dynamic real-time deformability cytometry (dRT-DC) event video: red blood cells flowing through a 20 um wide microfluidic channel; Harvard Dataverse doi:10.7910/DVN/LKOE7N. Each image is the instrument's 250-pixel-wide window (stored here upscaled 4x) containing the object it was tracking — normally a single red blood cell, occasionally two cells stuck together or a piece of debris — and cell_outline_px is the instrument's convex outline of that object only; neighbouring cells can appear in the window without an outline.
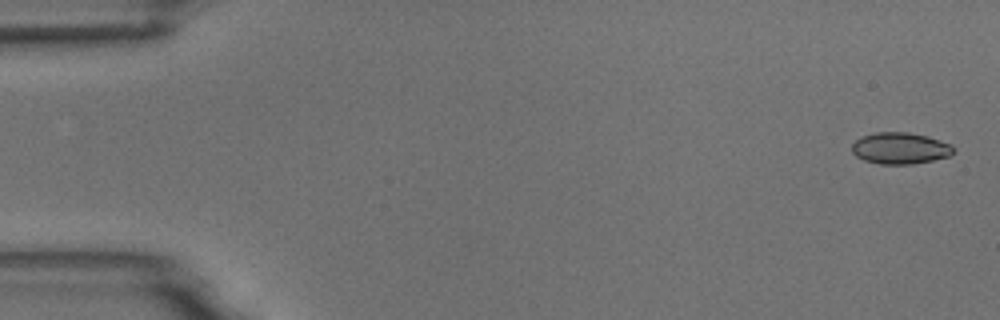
{"species": "common noctule bat (a hibernating species)", "species_latin": "Nyctalus noctula", "temperature_condition": "room temperature", "stored_images_in_passage": 4, "camera_frame_rate_fps": 3000, "um_per_image_px": 0.085, "animal": {"sex": "male", "body_mass_g": 18.8}, "frame": {"image": 1, "passage_image": 1, "time_ms": 0.0, "image_size_px": [1000, 320], "cell_outline_px": [[952, 152], [948, 156], [932, 160], [912, 164], [880, 164], [864, 160], [856, 156], [852, 152], [852, 144], [860, 136], [876, 132], [908, 132], [928, 136], [952, 144]], "centroid_in_image_um": [76.48, 12.59], "position_along_channel_um": 8.5, "area_um2": 18.61}}
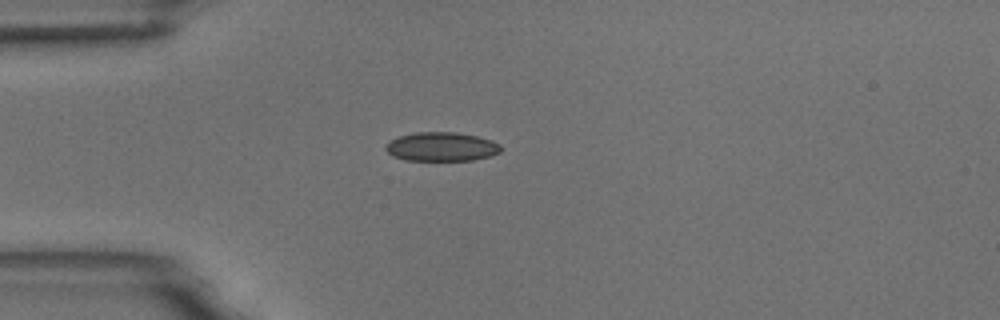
{"frame": {"image": 2, "passage_image": 4, "time_ms": 4.333, "image_size_px": [1000, 320], "cell_outline_px": [[500, 152], [492, 156], [472, 160], [404, 160], [392, 156], [384, 148], [384, 144], [388, 140], [400, 136], [416, 132], [456, 132], [476, 136], [492, 140], [500, 144]], "centroid_in_image_um": [37.5, 12.47], "position_along_channel_um": 47.5, "area_um2": 19.59}}